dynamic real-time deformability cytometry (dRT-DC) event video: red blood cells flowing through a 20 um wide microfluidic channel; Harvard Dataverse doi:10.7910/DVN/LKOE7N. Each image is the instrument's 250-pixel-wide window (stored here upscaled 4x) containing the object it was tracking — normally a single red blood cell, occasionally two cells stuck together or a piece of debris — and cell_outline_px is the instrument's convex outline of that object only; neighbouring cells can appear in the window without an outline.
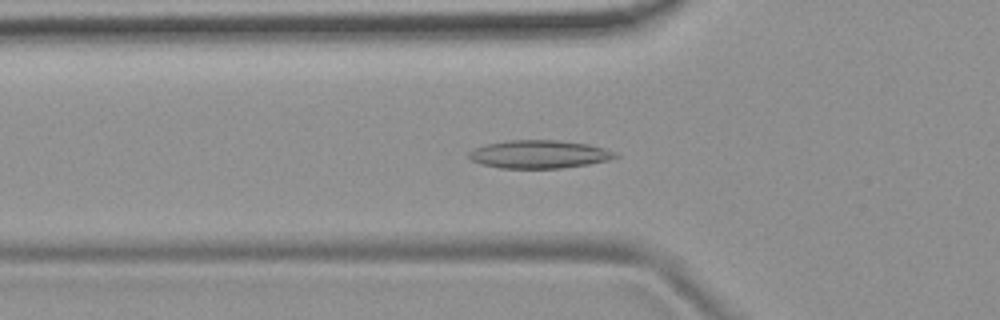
{"species": "common noctule bat (a hibernating species)", "species_latin": "Nyctalus noctula", "temperature_condition": "room temperature", "stored_images_in_passage": 53, "camera_frame_rate_fps": 3000, "um_per_image_px": 0.085, "animal": {"sex": "female", "body_mass_g": 19.9}, "frame": {"image": 1, "passage_image": 18, "time_ms": 5.667, "image_size_px": [1000, 320], "cell_outline_px": [[620, 156], [608, 160], [588, 164], [560, 168], [500, 168], [480, 164], [472, 160], [468, 156], [468, 152], [476, 148], [488, 144], [508, 140], [556, 140], [588, 144], [604, 148], [616, 152]], "centroid_in_image_um": [45.84, 13.11], "position_along_channel_um": 80.0, "area_um2": 23.87}}
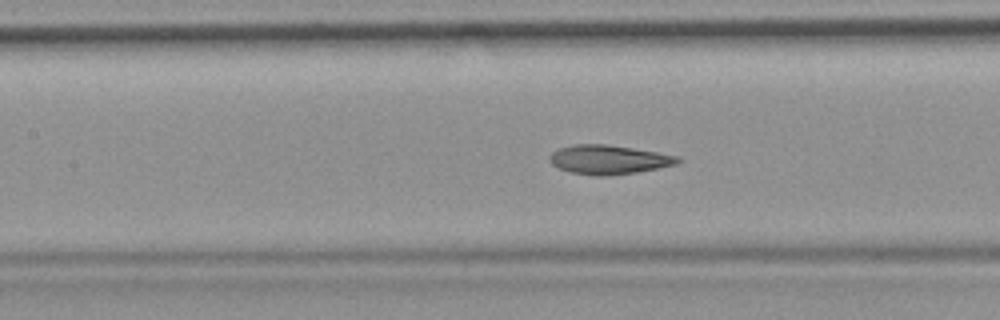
{"frame": {"image": 2, "passage_image": 24, "time_ms": 7.667, "image_size_px": [1000, 320], "cell_outline_px": [[680, 160], [676, 164], [636, 172], [604, 176], [592, 176], [572, 172], [560, 168], [552, 164], [548, 160], [548, 156], [552, 152], [560, 148], [576, 144], [608, 144], [680, 156]], "centroid_in_image_um": [51.71, 13.56], "position_along_channel_um": 155.7, "area_um2": 21.56}}
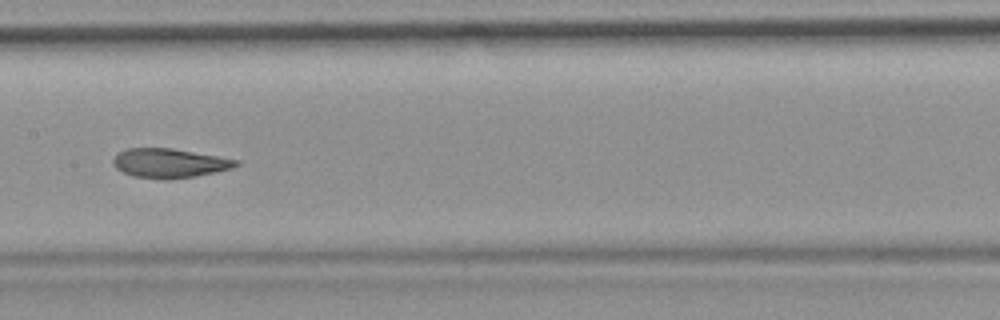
{"frame": {"image": 3, "passage_image": 27, "time_ms": 8.667, "image_size_px": [1000, 320], "cell_outline_px": [[240, 164], [232, 168], [216, 172], [196, 176], [168, 180], [164, 180], [132, 176], [116, 168], [112, 164], [112, 160], [116, 152], [128, 148], [172, 148], [240, 160]], "centroid_in_image_um": [14.38, 13.87], "position_along_channel_um": 193.0, "area_um2": 21.21}, "authors_computed_cell_mechanics": {"area_um2": 22.3686, "velocity_mm_per_s": 3.7643, "shape_relaxation_time_tau1_ms": 5.5145, "shape_relaxation_time_tau2_ms": 2.1021, "deformation_change_tau1": 0.1516, "deformation_change_tau2": 0.0767}}